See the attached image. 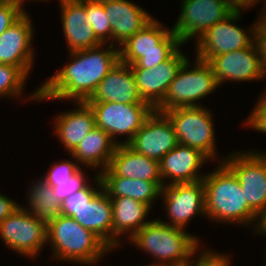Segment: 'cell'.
I'll use <instances>...</instances> for the list:
<instances>
[{
    "label": "cell",
    "instance_id": "22",
    "mask_svg": "<svg viewBox=\"0 0 266 266\" xmlns=\"http://www.w3.org/2000/svg\"><path fill=\"white\" fill-rule=\"evenodd\" d=\"M112 30V45L119 47L147 25L154 17L145 8L129 0L103 4Z\"/></svg>",
    "mask_w": 266,
    "mask_h": 266
},
{
    "label": "cell",
    "instance_id": "29",
    "mask_svg": "<svg viewBox=\"0 0 266 266\" xmlns=\"http://www.w3.org/2000/svg\"><path fill=\"white\" fill-rule=\"evenodd\" d=\"M28 80V76L19 67L0 64V97L16 100L27 95L23 91Z\"/></svg>",
    "mask_w": 266,
    "mask_h": 266
},
{
    "label": "cell",
    "instance_id": "28",
    "mask_svg": "<svg viewBox=\"0 0 266 266\" xmlns=\"http://www.w3.org/2000/svg\"><path fill=\"white\" fill-rule=\"evenodd\" d=\"M36 179L30 182L29 189H26L27 198L25 199L28 207L23 204L22 206L31 214L48 222L61 214L62 203L55 196L53 187L40 177Z\"/></svg>",
    "mask_w": 266,
    "mask_h": 266
},
{
    "label": "cell",
    "instance_id": "8",
    "mask_svg": "<svg viewBox=\"0 0 266 266\" xmlns=\"http://www.w3.org/2000/svg\"><path fill=\"white\" fill-rule=\"evenodd\" d=\"M92 109L95 125L108 133L117 145H127L155 110L150 104L86 102ZM125 136V140L119 137Z\"/></svg>",
    "mask_w": 266,
    "mask_h": 266
},
{
    "label": "cell",
    "instance_id": "19",
    "mask_svg": "<svg viewBox=\"0 0 266 266\" xmlns=\"http://www.w3.org/2000/svg\"><path fill=\"white\" fill-rule=\"evenodd\" d=\"M85 102L149 104L140 97L130 65L121 61L109 71Z\"/></svg>",
    "mask_w": 266,
    "mask_h": 266
},
{
    "label": "cell",
    "instance_id": "37",
    "mask_svg": "<svg viewBox=\"0 0 266 266\" xmlns=\"http://www.w3.org/2000/svg\"><path fill=\"white\" fill-rule=\"evenodd\" d=\"M176 51H150L140 52V59L133 65L131 69L155 68L159 63L168 60Z\"/></svg>",
    "mask_w": 266,
    "mask_h": 266
},
{
    "label": "cell",
    "instance_id": "45",
    "mask_svg": "<svg viewBox=\"0 0 266 266\" xmlns=\"http://www.w3.org/2000/svg\"><path fill=\"white\" fill-rule=\"evenodd\" d=\"M11 1H14V0H0V5L4 4V3H7V2H11Z\"/></svg>",
    "mask_w": 266,
    "mask_h": 266
},
{
    "label": "cell",
    "instance_id": "34",
    "mask_svg": "<svg viewBox=\"0 0 266 266\" xmlns=\"http://www.w3.org/2000/svg\"><path fill=\"white\" fill-rule=\"evenodd\" d=\"M260 93L262 94H258L259 98H257L254 108L251 109V114L249 113L243 125L248 129L264 134L266 133V91Z\"/></svg>",
    "mask_w": 266,
    "mask_h": 266
},
{
    "label": "cell",
    "instance_id": "33",
    "mask_svg": "<svg viewBox=\"0 0 266 266\" xmlns=\"http://www.w3.org/2000/svg\"><path fill=\"white\" fill-rule=\"evenodd\" d=\"M84 169L86 168H81L69 181L57 182V186L53 187L54 194L61 203L90 183V178Z\"/></svg>",
    "mask_w": 266,
    "mask_h": 266
},
{
    "label": "cell",
    "instance_id": "11",
    "mask_svg": "<svg viewBox=\"0 0 266 266\" xmlns=\"http://www.w3.org/2000/svg\"><path fill=\"white\" fill-rule=\"evenodd\" d=\"M180 4L181 11L171 30L183 45L198 40L233 12L227 0H182Z\"/></svg>",
    "mask_w": 266,
    "mask_h": 266
},
{
    "label": "cell",
    "instance_id": "10",
    "mask_svg": "<svg viewBox=\"0 0 266 266\" xmlns=\"http://www.w3.org/2000/svg\"><path fill=\"white\" fill-rule=\"evenodd\" d=\"M242 13L233 11L196 40L194 42L195 57L208 62L213 56L249 47L254 42V29L257 20L255 19L248 30L241 28L236 23L240 18L242 19Z\"/></svg>",
    "mask_w": 266,
    "mask_h": 266
},
{
    "label": "cell",
    "instance_id": "7",
    "mask_svg": "<svg viewBox=\"0 0 266 266\" xmlns=\"http://www.w3.org/2000/svg\"><path fill=\"white\" fill-rule=\"evenodd\" d=\"M0 239L18 255L35 260L47 246V222L21 206L0 222Z\"/></svg>",
    "mask_w": 266,
    "mask_h": 266
},
{
    "label": "cell",
    "instance_id": "17",
    "mask_svg": "<svg viewBox=\"0 0 266 266\" xmlns=\"http://www.w3.org/2000/svg\"><path fill=\"white\" fill-rule=\"evenodd\" d=\"M187 58L180 47L168 60L153 69H131L143 101L155 109L164 100L170 83Z\"/></svg>",
    "mask_w": 266,
    "mask_h": 266
},
{
    "label": "cell",
    "instance_id": "43",
    "mask_svg": "<svg viewBox=\"0 0 266 266\" xmlns=\"http://www.w3.org/2000/svg\"><path fill=\"white\" fill-rule=\"evenodd\" d=\"M258 15L266 22V4H265V7L263 8L262 12Z\"/></svg>",
    "mask_w": 266,
    "mask_h": 266
},
{
    "label": "cell",
    "instance_id": "32",
    "mask_svg": "<svg viewBox=\"0 0 266 266\" xmlns=\"http://www.w3.org/2000/svg\"><path fill=\"white\" fill-rule=\"evenodd\" d=\"M69 158L71 159L51 164L49 170L40 178L51 187L57 186V182L69 181L82 168L74 157Z\"/></svg>",
    "mask_w": 266,
    "mask_h": 266
},
{
    "label": "cell",
    "instance_id": "18",
    "mask_svg": "<svg viewBox=\"0 0 266 266\" xmlns=\"http://www.w3.org/2000/svg\"><path fill=\"white\" fill-rule=\"evenodd\" d=\"M208 160L199 150L178 144L159 161L163 186L203 180L206 173L200 169Z\"/></svg>",
    "mask_w": 266,
    "mask_h": 266
},
{
    "label": "cell",
    "instance_id": "9",
    "mask_svg": "<svg viewBox=\"0 0 266 266\" xmlns=\"http://www.w3.org/2000/svg\"><path fill=\"white\" fill-rule=\"evenodd\" d=\"M223 162L236 175L249 207L259 216L266 208V151L230 152Z\"/></svg>",
    "mask_w": 266,
    "mask_h": 266
},
{
    "label": "cell",
    "instance_id": "4",
    "mask_svg": "<svg viewBox=\"0 0 266 266\" xmlns=\"http://www.w3.org/2000/svg\"><path fill=\"white\" fill-rule=\"evenodd\" d=\"M48 244L52 249L50 257L53 261L84 266H96L104 256L113 252L93 232L83 228L73 217L63 214L47 222Z\"/></svg>",
    "mask_w": 266,
    "mask_h": 266
},
{
    "label": "cell",
    "instance_id": "1",
    "mask_svg": "<svg viewBox=\"0 0 266 266\" xmlns=\"http://www.w3.org/2000/svg\"><path fill=\"white\" fill-rule=\"evenodd\" d=\"M116 47L101 44L94 48L68 53L69 59L66 60L68 62L65 66L41 83L32 94L29 93L26 101L85 102L119 61V48Z\"/></svg>",
    "mask_w": 266,
    "mask_h": 266
},
{
    "label": "cell",
    "instance_id": "31",
    "mask_svg": "<svg viewBox=\"0 0 266 266\" xmlns=\"http://www.w3.org/2000/svg\"><path fill=\"white\" fill-rule=\"evenodd\" d=\"M94 183V184H93ZM96 188H94V187ZM102 189V183L99 175L96 173L93 176L92 183L90 182L84 189L75 192L68 197L61 205V214L72 217L76 214V210L89 204L91 199Z\"/></svg>",
    "mask_w": 266,
    "mask_h": 266
},
{
    "label": "cell",
    "instance_id": "13",
    "mask_svg": "<svg viewBox=\"0 0 266 266\" xmlns=\"http://www.w3.org/2000/svg\"><path fill=\"white\" fill-rule=\"evenodd\" d=\"M29 14L27 10L0 35V64L17 66L30 78L36 54L32 45L35 26Z\"/></svg>",
    "mask_w": 266,
    "mask_h": 266
},
{
    "label": "cell",
    "instance_id": "16",
    "mask_svg": "<svg viewBox=\"0 0 266 266\" xmlns=\"http://www.w3.org/2000/svg\"><path fill=\"white\" fill-rule=\"evenodd\" d=\"M183 44L171 28L155 17L141 30L128 38L119 48V61L133 65L140 59V52L177 51Z\"/></svg>",
    "mask_w": 266,
    "mask_h": 266
},
{
    "label": "cell",
    "instance_id": "42",
    "mask_svg": "<svg viewBox=\"0 0 266 266\" xmlns=\"http://www.w3.org/2000/svg\"><path fill=\"white\" fill-rule=\"evenodd\" d=\"M15 1H16V2H17L22 8L25 7V6H23V5L25 4V1H28V2H29V1H30V2H31V1H32V2H34V1H38V2H39V1H41V2L44 1V2H45V0H15ZM46 1H48V0H46Z\"/></svg>",
    "mask_w": 266,
    "mask_h": 266
},
{
    "label": "cell",
    "instance_id": "14",
    "mask_svg": "<svg viewBox=\"0 0 266 266\" xmlns=\"http://www.w3.org/2000/svg\"><path fill=\"white\" fill-rule=\"evenodd\" d=\"M208 63L219 86L230 81L243 83L263 80L260 56L255 42L249 47L213 56Z\"/></svg>",
    "mask_w": 266,
    "mask_h": 266
},
{
    "label": "cell",
    "instance_id": "21",
    "mask_svg": "<svg viewBox=\"0 0 266 266\" xmlns=\"http://www.w3.org/2000/svg\"><path fill=\"white\" fill-rule=\"evenodd\" d=\"M74 104L77 108L61 112L53 118V134L68 152L67 155L96 127L91 107L86 102L77 101Z\"/></svg>",
    "mask_w": 266,
    "mask_h": 266
},
{
    "label": "cell",
    "instance_id": "12",
    "mask_svg": "<svg viewBox=\"0 0 266 266\" xmlns=\"http://www.w3.org/2000/svg\"><path fill=\"white\" fill-rule=\"evenodd\" d=\"M160 199L169 219L161 221L169 226L186 229L196 215L206 219L203 180L166 185L161 189Z\"/></svg>",
    "mask_w": 266,
    "mask_h": 266
},
{
    "label": "cell",
    "instance_id": "20",
    "mask_svg": "<svg viewBox=\"0 0 266 266\" xmlns=\"http://www.w3.org/2000/svg\"><path fill=\"white\" fill-rule=\"evenodd\" d=\"M63 36L68 53L94 48L103 44L86 23L85 7L78 0H58Z\"/></svg>",
    "mask_w": 266,
    "mask_h": 266
},
{
    "label": "cell",
    "instance_id": "25",
    "mask_svg": "<svg viewBox=\"0 0 266 266\" xmlns=\"http://www.w3.org/2000/svg\"><path fill=\"white\" fill-rule=\"evenodd\" d=\"M117 143L101 128L91 130L79 145L69 154L80 166L96 170L99 175L106 170L116 150Z\"/></svg>",
    "mask_w": 266,
    "mask_h": 266
},
{
    "label": "cell",
    "instance_id": "15",
    "mask_svg": "<svg viewBox=\"0 0 266 266\" xmlns=\"http://www.w3.org/2000/svg\"><path fill=\"white\" fill-rule=\"evenodd\" d=\"M178 144L168 117L154 110L127 145L139 154L160 161Z\"/></svg>",
    "mask_w": 266,
    "mask_h": 266
},
{
    "label": "cell",
    "instance_id": "41",
    "mask_svg": "<svg viewBox=\"0 0 266 266\" xmlns=\"http://www.w3.org/2000/svg\"><path fill=\"white\" fill-rule=\"evenodd\" d=\"M256 233L257 235H263L266 237V208L258 217L257 225L253 231V235Z\"/></svg>",
    "mask_w": 266,
    "mask_h": 266
},
{
    "label": "cell",
    "instance_id": "35",
    "mask_svg": "<svg viewBox=\"0 0 266 266\" xmlns=\"http://www.w3.org/2000/svg\"><path fill=\"white\" fill-rule=\"evenodd\" d=\"M230 254H223L216 251H212L209 247L203 249V251L197 255L196 259H194L187 266H230L232 265V261L230 259Z\"/></svg>",
    "mask_w": 266,
    "mask_h": 266
},
{
    "label": "cell",
    "instance_id": "30",
    "mask_svg": "<svg viewBox=\"0 0 266 266\" xmlns=\"http://www.w3.org/2000/svg\"><path fill=\"white\" fill-rule=\"evenodd\" d=\"M86 10V23L93 29L95 36L103 44L112 45L111 24L108 21L102 3H95L88 0H78Z\"/></svg>",
    "mask_w": 266,
    "mask_h": 266
},
{
    "label": "cell",
    "instance_id": "24",
    "mask_svg": "<svg viewBox=\"0 0 266 266\" xmlns=\"http://www.w3.org/2000/svg\"><path fill=\"white\" fill-rule=\"evenodd\" d=\"M83 228L93 232L111 250L113 249V212L112 202L101 189L90 201L72 216Z\"/></svg>",
    "mask_w": 266,
    "mask_h": 266
},
{
    "label": "cell",
    "instance_id": "38",
    "mask_svg": "<svg viewBox=\"0 0 266 266\" xmlns=\"http://www.w3.org/2000/svg\"><path fill=\"white\" fill-rule=\"evenodd\" d=\"M257 16V23L254 29V42L259 52L264 81L266 79V22L259 15Z\"/></svg>",
    "mask_w": 266,
    "mask_h": 266
},
{
    "label": "cell",
    "instance_id": "27",
    "mask_svg": "<svg viewBox=\"0 0 266 266\" xmlns=\"http://www.w3.org/2000/svg\"><path fill=\"white\" fill-rule=\"evenodd\" d=\"M109 168L117 176L128 179L163 182L160 176L159 161L139 154L125 144L116 147Z\"/></svg>",
    "mask_w": 266,
    "mask_h": 266
},
{
    "label": "cell",
    "instance_id": "6",
    "mask_svg": "<svg viewBox=\"0 0 266 266\" xmlns=\"http://www.w3.org/2000/svg\"><path fill=\"white\" fill-rule=\"evenodd\" d=\"M163 113L172 123L179 144L199 150L210 163L223 162L225 156L218 155L214 114L209 106L179 107Z\"/></svg>",
    "mask_w": 266,
    "mask_h": 266
},
{
    "label": "cell",
    "instance_id": "3",
    "mask_svg": "<svg viewBox=\"0 0 266 266\" xmlns=\"http://www.w3.org/2000/svg\"><path fill=\"white\" fill-rule=\"evenodd\" d=\"M126 241L152 256L154 260L149 266H187L204 248L198 236L169 226L160 218L151 219Z\"/></svg>",
    "mask_w": 266,
    "mask_h": 266
},
{
    "label": "cell",
    "instance_id": "36",
    "mask_svg": "<svg viewBox=\"0 0 266 266\" xmlns=\"http://www.w3.org/2000/svg\"><path fill=\"white\" fill-rule=\"evenodd\" d=\"M27 10L15 0L0 5V35L15 23Z\"/></svg>",
    "mask_w": 266,
    "mask_h": 266
},
{
    "label": "cell",
    "instance_id": "44",
    "mask_svg": "<svg viewBox=\"0 0 266 266\" xmlns=\"http://www.w3.org/2000/svg\"><path fill=\"white\" fill-rule=\"evenodd\" d=\"M88 1L104 4V3H107V2L118 1V0H88Z\"/></svg>",
    "mask_w": 266,
    "mask_h": 266
},
{
    "label": "cell",
    "instance_id": "39",
    "mask_svg": "<svg viewBox=\"0 0 266 266\" xmlns=\"http://www.w3.org/2000/svg\"><path fill=\"white\" fill-rule=\"evenodd\" d=\"M21 206L22 204L17 203L16 199L13 200L11 197H8L6 194H1L0 192V222L13 214Z\"/></svg>",
    "mask_w": 266,
    "mask_h": 266
},
{
    "label": "cell",
    "instance_id": "23",
    "mask_svg": "<svg viewBox=\"0 0 266 266\" xmlns=\"http://www.w3.org/2000/svg\"><path fill=\"white\" fill-rule=\"evenodd\" d=\"M110 199L113 212V251H115L122 247L121 238L129 240L151 221L147 219L153 208L130 197H110Z\"/></svg>",
    "mask_w": 266,
    "mask_h": 266
},
{
    "label": "cell",
    "instance_id": "2",
    "mask_svg": "<svg viewBox=\"0 0 266 266\" xmlns=\"http://www.w3.org/2000/svg\"><path fill=\"white\" fill-rule=\"evenodd\" d=\"M203 182L206 218L210 222L253 227L254 231L259 216L249 207L238 178L224 162L207 172Z\"/></svg>",
    "mask_w": 266,
    "mask_h": 266
},
{
    "label": "cell",
    "instance_id": "40",
    "mask_svg": "<svg viewBox=\"0 0 266 266\" xmlns=\"http://www.w3.org/2000/svg\"><path fill=\"white\" fill-rule=\"evenodd\" d=\"M227 1L228 5L231 7L233 11L245 12L247 10H250L252 7H255L256 4H259L261 0H227ZM261 2L263 4L260 12H258L259 14L262 12L263 8L265 7L266 0H262Z\"/></svg>",
    "mask_w": 266,
    "mask_h": 266
},
{
    "label": "cell",
    "instance_id": "5",
    "mask_svg": "<svg viewBox=\"0 0 266 266\" xmlns=\"http://www.w3.org/2000/svg\"><path fill=\"white\" fill-rule=\"evenodd\" d=\"M219 87L207 61L196 58L193 63L188 57L179 68L164 100L155 108V111L163 113L179 107L204 106L200 103L201 100L216 92Z\"/></svg>",
    "mask_w": 266,
    "mask_h": 266
},
{
    "label": "cell",
    "instance_id": "26",
    "mask_svg": "<svg viewBox=\"0 0 266 266\" xmlns=\"http://www.w3.org/2000/svg\"><path fill=\"white\" fill-rule=\"evenodd\" d=\"M102 189L109 197H130L151 208L159 200L163 182H149L117 176L109 167L99 174Z\"/></svg>",
    "mask_w": 266,
    "mask_h": 266
}]
</instances>
